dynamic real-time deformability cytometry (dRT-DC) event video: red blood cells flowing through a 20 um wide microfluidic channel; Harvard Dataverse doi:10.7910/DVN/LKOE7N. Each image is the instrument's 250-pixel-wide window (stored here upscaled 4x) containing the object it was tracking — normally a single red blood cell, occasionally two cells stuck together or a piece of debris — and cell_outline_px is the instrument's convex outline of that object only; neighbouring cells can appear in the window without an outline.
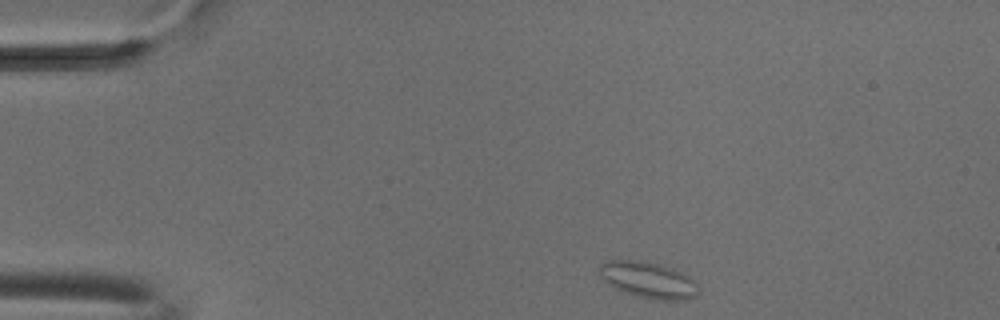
{"species": "common noctule bat (a hibernating species)", "species_latin": "Nyctalus noctula", "temperature_condition": "cold", "stored_images_in_passage": 45, "camera_frame_rate_fps": 3000, "um_per_image_px": 0.085, "animal": {"sex": "male", "body_mass_g": 18.8}, "frame": {"image": 1, "passage_image": 1, "time_ms": 0.0, "image_size_px": [1000, 320], "cell_outline_px": [[696, 296], [688, 300], [660, 300], [640, 296], [624, 292], [608, 284], [600, 276], [600, 264], [604, 260], [636, 260], [656, 264], [672, 268], [688, 276], [696, 284]], "centroid_in_image_um": [55.07, 23.8], "position_along_channel_um": 29.9, "area_um2": 20.52}}
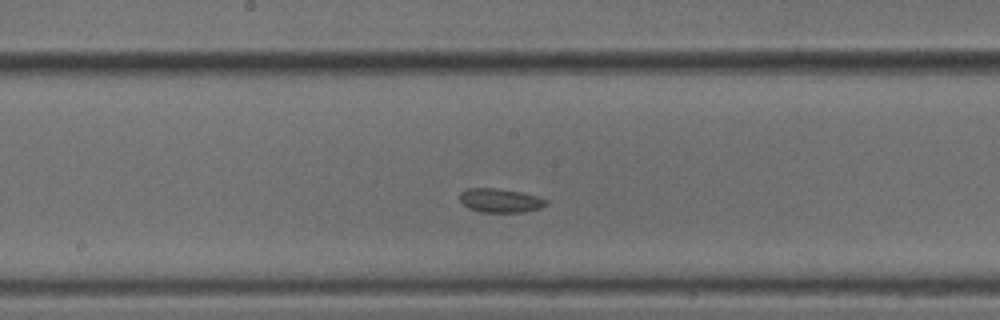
{"frame": {"image": 2, "passage_image": 20, "time_ms": 6.333, "image_size_px": [1000, 320], "cell_outline_px": [[548, 204], [540, 208], [524, 212], [480, 212], [468, 208], [460, 200], [460, 192], [468, 188], [496, 188], [520, 192], [536, 196], [548, 200]], "centroid_in_image_um": [42.52, 17.04], "position_along_channel_um": 205.7, "area_um2": 12.02}}
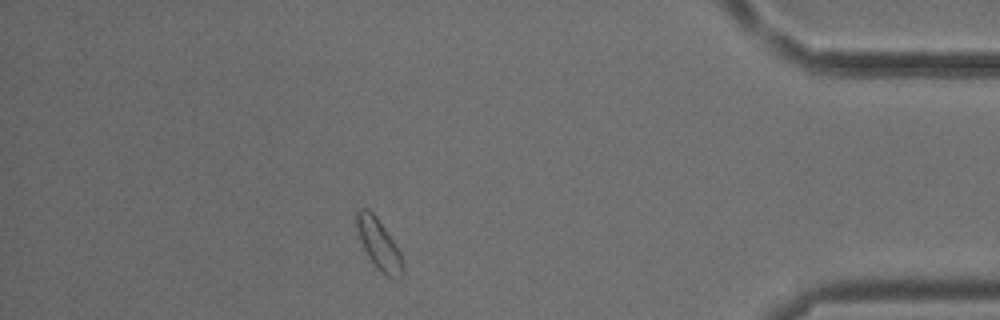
{"frame": {"image": 3, "passage_image": 39, "time_ms": 12.667, "image_size_px": [1000, 320], "cell_outline_px": [[404, 276], [388, 276], [376, 268], [372, 264], [360, 240], [356, 228], [356, 208], [368, 208], [376, 216], [400, 252], [404, 264]], "centroid_in_image_um": [32.18, 20.74], "position_along_channel_um": 403.0, "area_um2": 13.47}, "authors_computed_cell_mechanics": {"area_um2": 12.4848, "velocity_mm_per_s": 3.7383, "shape_relaxation_time_tau1_ms": null, "shape_relaxation_time_tau2_ms": 2.6788, "deformation_change_tau1": null, "deformation_change_tau2": 0.058}}